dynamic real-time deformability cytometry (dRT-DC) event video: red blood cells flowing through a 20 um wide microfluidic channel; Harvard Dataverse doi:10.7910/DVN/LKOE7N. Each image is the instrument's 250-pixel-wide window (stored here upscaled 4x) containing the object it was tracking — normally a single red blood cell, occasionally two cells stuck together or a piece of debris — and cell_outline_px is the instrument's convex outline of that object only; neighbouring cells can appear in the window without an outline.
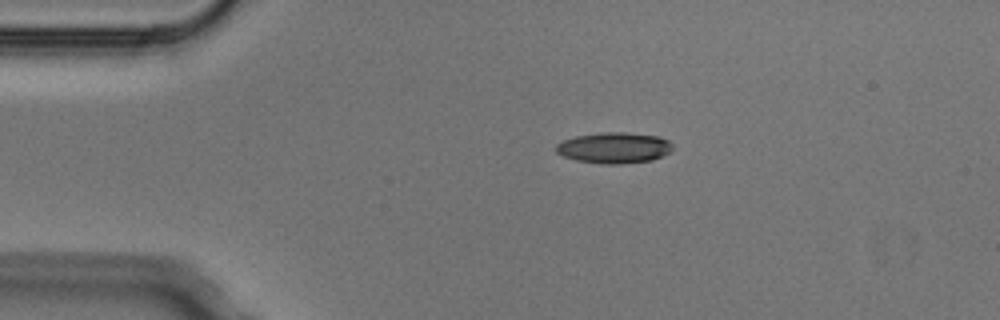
{"species": "Egyptian fruit bat (a non-hibernating species)", "species_latin": "Rousettus aegyptiacus", "temperature_condition": "cold", "stored_images_in_passage": 7, "camera_frame_rate_fps": 3000, "um_per_image_px": 0.085, "animal": {"sex": "male"}, "frame": {"image": 1, "passage_image": 3, "time_ms": 0.667, "image_size_px": [1000, 320], "cell_outline_px": [[672, 148], [668, 152], [652, 160], [620, 164], [600, 164], [576, 160], [564, 156], [556, 152], [556, 144], [564, 140], [576, 136], [604, 132], [624, 132], [660, 136], [668, 140], [672, 144]], "centroid_in_image_um": [52.19, 12.56], "position_along_channel_um": 32.8, "area_um2": 20.92}}
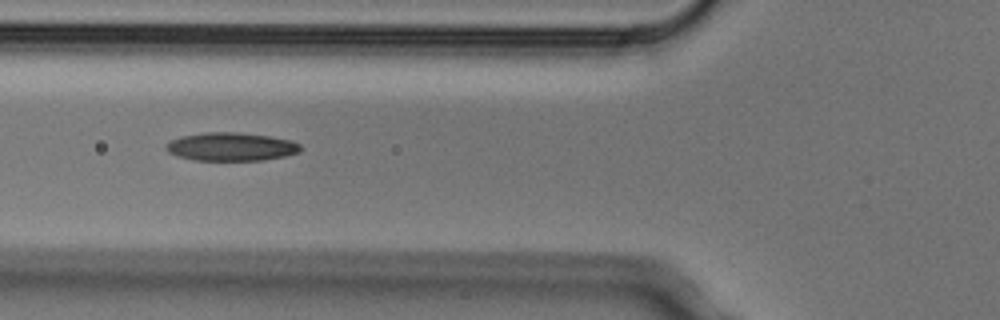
{"frame": {"image": 2, "passage_image": 5, "time_ms": 1.333, "image_size_px": [1000, 320], "cell_outline_px": [[304, 148], [300, 152], [284, 156], [264, 160], [192, 160], [176, 156], [168, 152], [164, 148], [164, 144], [172, 140], [184, 136], [204, 132], [236, 132], [268, 136], [292, 140], [300, 144]], "centroid_in_image_um": [19.65, 12.47], "position_along_channel_um": 106.1, "area_um2": 22.31}}
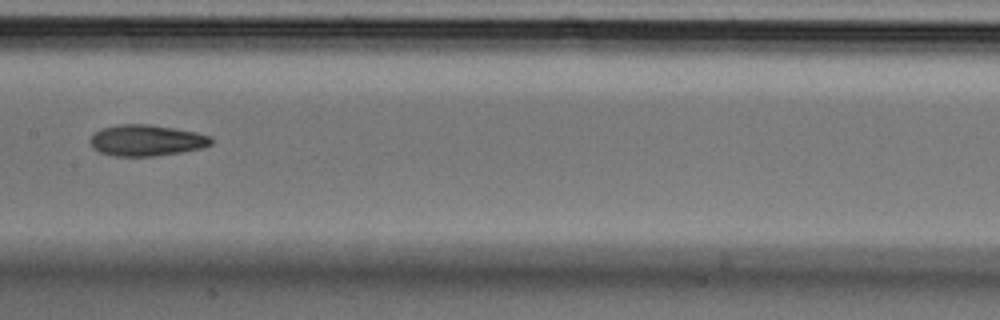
{"frame": {"image": 3, "passage_image": 7, "time_ms": 2.0, "image_size_px": [1000, 320], "cell_outline_px": [[212, 144], [204, 148], [156, 156], [112, 156], [100, 152], [92, 148], [88, 140], [100, 128], [120, 124], [148, 124], [196, 132], [212, 136]], "centroid_in_image_um": [12.44, 11.94], "position_along_channel_um": 195.0, "area_um2": 22.14}}